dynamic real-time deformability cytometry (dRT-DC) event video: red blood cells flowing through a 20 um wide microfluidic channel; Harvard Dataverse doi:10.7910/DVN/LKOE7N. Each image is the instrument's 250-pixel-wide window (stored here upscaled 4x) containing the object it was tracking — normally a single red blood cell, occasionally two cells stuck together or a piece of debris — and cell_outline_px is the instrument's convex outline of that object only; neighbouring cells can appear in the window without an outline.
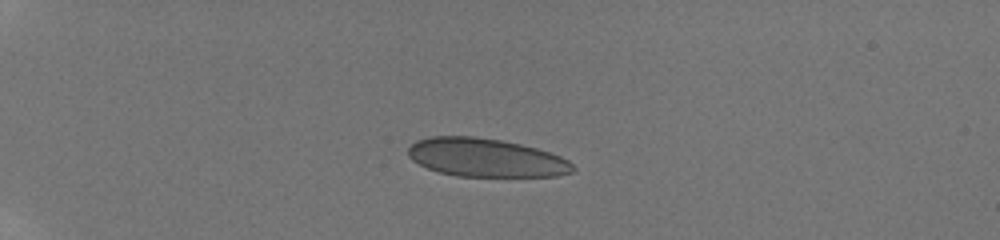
{"species": "human", "species_latin": "Homo sapiens", "temperature_condition": "room temperature", "stored_images_in_passage": 40, "camera_frame_rate_fps": 3000, "um_per_image_px": 0.085, "donor": {"sex": "male"}, "frame": {"image": 1, "passage_image": 1, "time_ms": 0.0, "image_size_px": [1000, 240], "cell_outline_px": [[576, 168], [572, 172], [556, 176], [456, 176], [440, 172], [428, 168], [412, 160], [408, 156], [408, 148], [416, 140], [432, 136], [472, 136], [500, 140], [520, 144], [536, 148], [560, 156], [568, 160]], "centroid_in_image_um": [41.29, 13.4], "position_along_channel_um": 43.7, "area_um2": 36.7}}
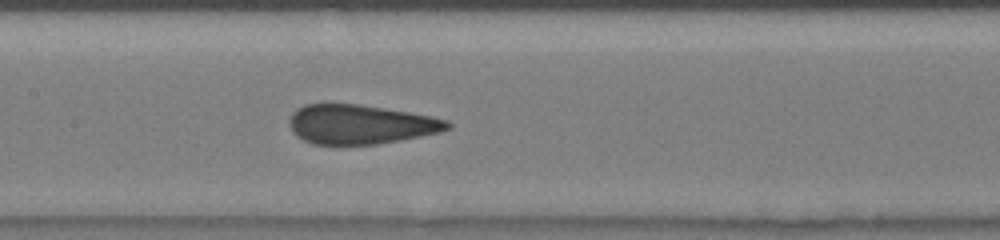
{"frame": {"image": 2, "passage_image": 16, "time_ms": 5.0, "image_size_px": [1000, 240], "cell_outline_px": [[452, 128], [440, 132], [400, 140], [376, 144], [312, 144], [296, 136], [292, 132], [292, 112], [296, 108], [304, 104], [360, 104], [432, 116], [448, 120], [452, 124]], "centroid_in_image_um": [30.67, 10.57], "position_along_channel_um": 176.7, "area_um2": 36.07}}
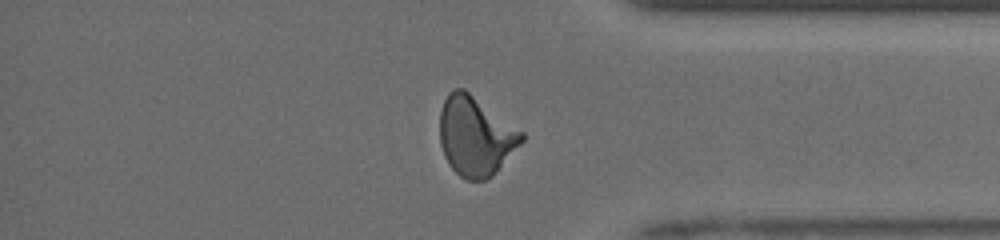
{"frame": {"image": 3, "passage_image": 33, "time_ms": 10.667, "image_size_px": [1000, 240], "cell_outline_px": [[524, 140], [492, 176], [484, 180], [468, 180], [460, 176], [448, 164], [444, 156], [440, 144], [440, 112], [444, 100], [448, 92], [456, 88], [464, 88], [524, 132]], "centroid_in_image_um": [40.41, 11.56], "position_along_channel_um": 394.8, "area_um2": 37.8}}